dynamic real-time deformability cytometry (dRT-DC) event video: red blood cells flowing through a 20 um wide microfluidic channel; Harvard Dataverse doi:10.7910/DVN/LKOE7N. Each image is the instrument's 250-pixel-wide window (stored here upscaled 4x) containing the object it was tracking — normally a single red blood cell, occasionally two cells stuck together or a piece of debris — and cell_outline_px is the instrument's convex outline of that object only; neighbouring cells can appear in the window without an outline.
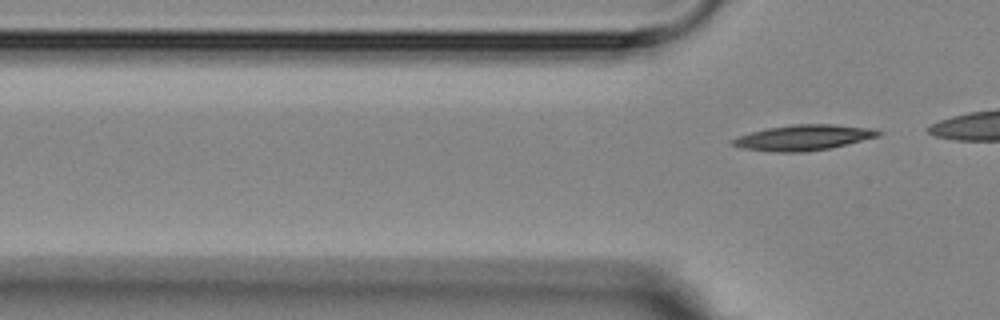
{"species": "Egyptian fruit bat (a non-hibernating species)", "species_latin": "Rousettus aegyptiacus", "temperature_condition": "room temperature", "stored_images_in_passage": 6, "camera_frame_rate_fps": 3000, "um_per_image_px": 0.085, "animal": {"sex": "female"}, "frame": {"image": 1, "passage_image": 6, "time_ms": 7.333, "image_size_px": [1000, 320], "cell_outline_px": [[880, 136], [832, 148], [804, 152], [772, 152], [740, 148], [732, 144], [728, 140], [752, 132], [768, 128], [792, 124], [836, 124], [876, 128], [880, 132]], "centroid_in_image_um": [68.32, 11.69], "position_along_channel_um": 57.5, "area_um2": 21.91}}